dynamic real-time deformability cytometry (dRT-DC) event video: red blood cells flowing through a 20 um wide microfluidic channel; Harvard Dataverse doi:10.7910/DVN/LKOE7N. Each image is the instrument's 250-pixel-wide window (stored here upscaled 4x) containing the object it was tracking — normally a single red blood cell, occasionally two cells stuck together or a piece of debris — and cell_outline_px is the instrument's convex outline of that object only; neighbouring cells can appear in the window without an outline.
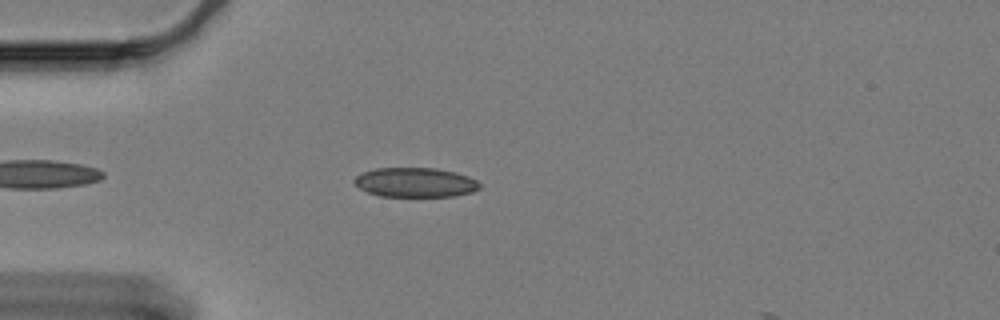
{"species": "Egyptian fruit bat (a non-hibernating species)", "species_latin": "Rousettus aegyptiacus", "temperature_condition": "cold", "stored_images_in_passage": 32, "camera_frame_rate_fps": 3000, "um_per_image_px": 0.085, "animal": {"sex": "female"}, "frame": {"image": 1, "passage_image": 8, "time_ms": 2.333, "image_size_px": [1000, 320], "cell_outline_px": [[480, 188], [472, 192], [452, 196], [380, 196], [368, 192], [360, 188], [352, 180], [356, 176], [364, 172], [376, 168], [436, 168], [456, 172], [468, 176], [476, 180], [480, 184]], "centroid_in_image_um": [35.31, 15.5], "position_along_channel_um": 49.7, "area_um2": 21.44}}
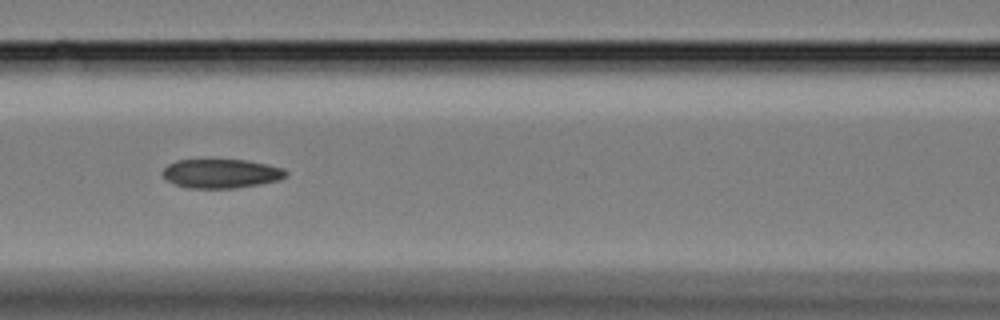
{"frame": {"image": 2, "passage_image": 18, "time_ms": 5.667, "image_size_px": [1000, 320], "cell_outline_px": [[288, 176], [280, 180], [260, 184], [236, 188], [188, 188], [176, 184], [168, 180], [164, 176], [164, 168], [168, 164], [176, 160], [248, 160], [268, 164], [284, 168], [288, 172]], "centroid_in_image_um": [18.87, 14.75], "position_along_channel_um": 147.7, "area_um2": 20.92}}
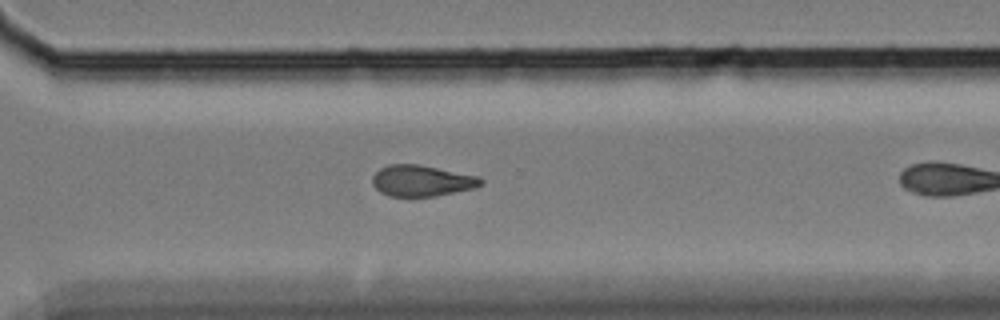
{"frame": {"image": 3, "passage_image": 31, "time_ms": 10.0, "image_size_px": [1000, 320], "cell_outline_px": [[484, 184], [472, 188], [436, 196], [388, 196], [380, 192], [372, 184], [372, 176], [380, 168], [388, 164], [420, 164], [480, 176], [484, 180]], "centroid_in_image_um": [35.85, 15.35], "position_along_channel_um": 334.7, "area_um2": 19.83}}